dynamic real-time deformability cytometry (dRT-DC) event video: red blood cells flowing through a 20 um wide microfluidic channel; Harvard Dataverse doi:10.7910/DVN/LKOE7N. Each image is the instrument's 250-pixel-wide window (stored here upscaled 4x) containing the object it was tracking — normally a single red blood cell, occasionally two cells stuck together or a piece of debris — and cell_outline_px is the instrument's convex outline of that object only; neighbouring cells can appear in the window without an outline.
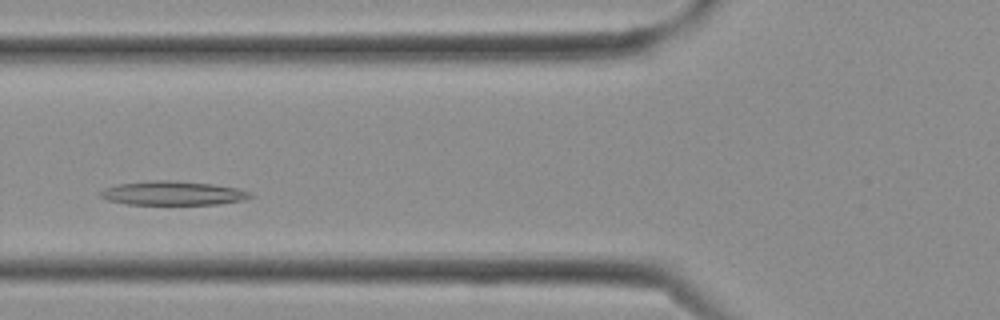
{"species": "Egyptian fruit bat (a non-hibernating species)", "species_latin": "Rousettus aegyptiacus", "temperature_condition": "cold", "stored_images_in_passage": 16, "camera_frame_rate_fps": 3000, "um_per_image_px": 0.085, "frame": {"image": 1, "passage_image": 7, "time_ms": 2.0, "image_size_px": [1000, 320], "cell_outline_px": [[256, 196], [244, 200], [220, 204], [128, 204], [108, 200], [100, 196], [100, 192], [104, 188], [120, 184], [152, 180], [172, 180], [212, 184], [236, 188], [252, 192]], "centroid_in_image_um": [14.75, 16.42], "position_along_channel_um": 111.0, "area_um2": 20.92}}
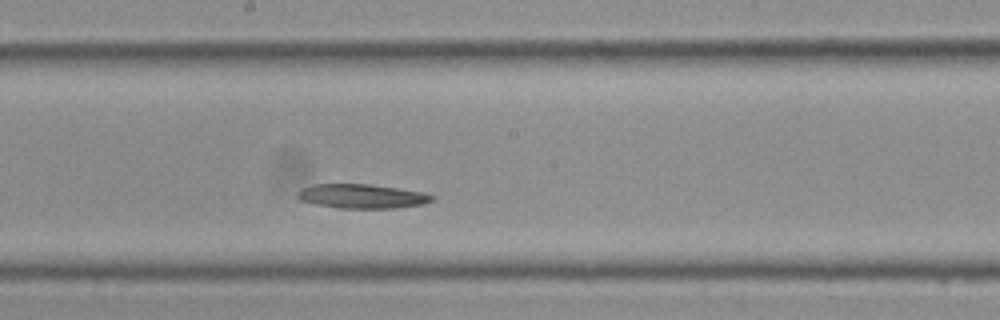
{"frame": {"image": 2, "passage_image": 12, "time_ms": 3.667, "image_size_px": [1000, 320], "cell_outline_px": [[436, 196], [432, 200], [424, 204], [396, 208], [336, 208], [316, 204], [300, 200], [296, 196], [296, 192], [304, 188], [316, 184], [368, 184], [424, 192]], "centroid_in_image_um": [30.78, 16.68], "position_along_channel_um": 217.4, "area_um2": 18.96}}
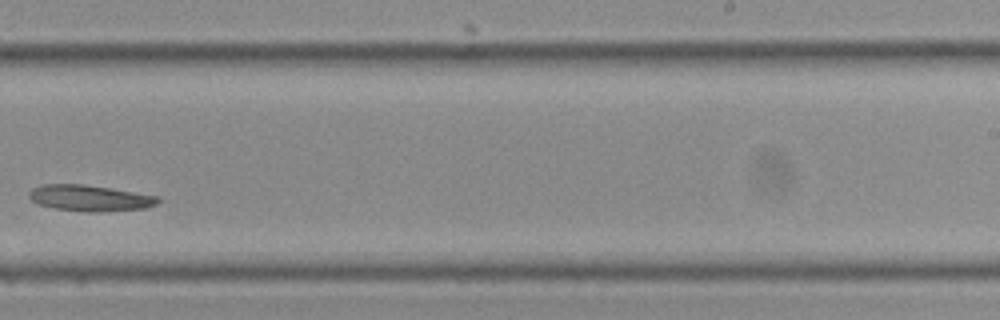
{"frame": {"image": 3, "passage_image": 15, "time_ms": 4.667, "image_size_px": [1000, 320], "cell_outline_px": [[160, 200], [156, 204], [144, 208], [96, 212], [88, 212], [52, 208], [40, 204], [32, 200], [28, 196], [28, 192], [32, 188], [40, 184], [84, 184], [160, 196]], "centroid_in_image_um": [7.61, 16.83], "position_along_channel_um": 281.4, "area_um2": 19.59}}